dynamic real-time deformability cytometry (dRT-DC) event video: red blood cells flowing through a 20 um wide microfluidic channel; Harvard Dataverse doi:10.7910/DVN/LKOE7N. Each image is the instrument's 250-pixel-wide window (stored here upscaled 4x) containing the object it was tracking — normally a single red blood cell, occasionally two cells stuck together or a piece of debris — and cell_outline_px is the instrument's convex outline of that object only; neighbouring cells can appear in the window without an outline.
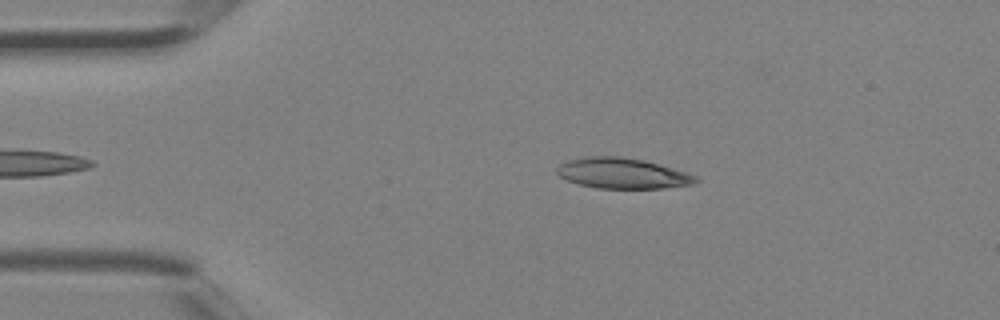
{"species": "Egyptian fruit bat (a non-hibernating species)", "species_latin": "Rousettus aegyptiacus", "temperature_condition": "room temperature", "stored_images_in_passage": 4, "camera_frame_rate_fps": 3000, "um_per_image_px": 0.085, "animal": {"sex": "female"}, "frame": {"image": 1, "passage_image": 4, "time_ms": 1.0, "image_size_px": [1000, 320], "cell_outline_px": [[700, 180], [692, 184], [664, 188], [596, 188], [580, 184], [568, 180], [560, 176], [556, 172], [556, 168], [560, 164], [568, 160], [588, 156], [616, 156], [644, 160], [684, 172], [696, 176]], "centroid_in_image_um": [52.88, 14.73], "position_along_channel_um": 32.1, "area_um2": 24.39}}